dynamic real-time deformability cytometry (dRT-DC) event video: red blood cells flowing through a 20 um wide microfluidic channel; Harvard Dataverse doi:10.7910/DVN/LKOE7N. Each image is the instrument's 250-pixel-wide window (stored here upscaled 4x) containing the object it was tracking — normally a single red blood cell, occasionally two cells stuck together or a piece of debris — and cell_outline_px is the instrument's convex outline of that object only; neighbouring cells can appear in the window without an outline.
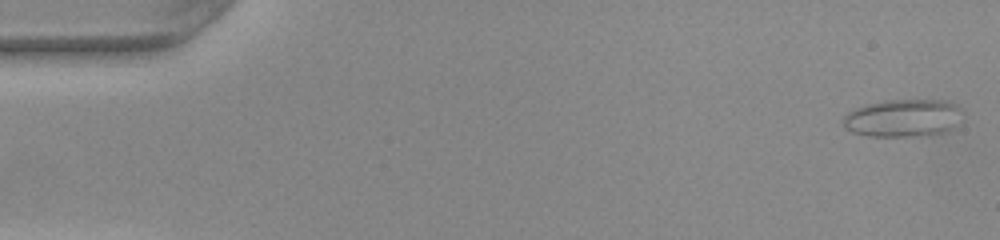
{"species": "common noctule bat (a hibernating species)", "species_latin": "Nyctalus noctula", "temperature_condition": "warm", "stored_images_in_passage": 50, "camera_frame_rate_fps": 3000, "um_per_image_px": 0.085, "animal": {"sex": "female", "body_mass_g": 22.0, "forearm_length_mm": 56.7}, "frame": {"image": 1, "passage_image": 1, "time_ms": 0.0, "image_size_px": [1000, 240], "cell_outline_px": [[956, 108], [952, 128], [944, 132], [908, 136], [868, 136], [852, 132], [844, 124], [844, 116], [848, 112], [856, 108], [868, 104], [884, 100], [944, 100], [956, 104]], "centroid_in_image_um": [76.63, 10.02], "position_along_channel_um": 8.4, "area_um2": 25.14}}
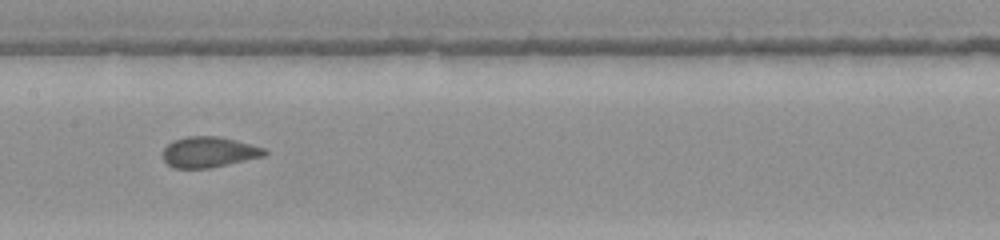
{"frame": {"image": 2, "passage_image": 25, "time_ms": 8.0, "image_size_px": [1000, 240], "cell_outline_px": [[268, 152], [264, 156], [212, 168], [172, 168], [160, 156], [164, 148], [172, 140], [188, 136], [220, 136], [252, 144], [264, 148]], "centroid_in_image_um": [17.73, 12.92], "position_along_channel_um": 189.7, "area_um2": 18.44}}
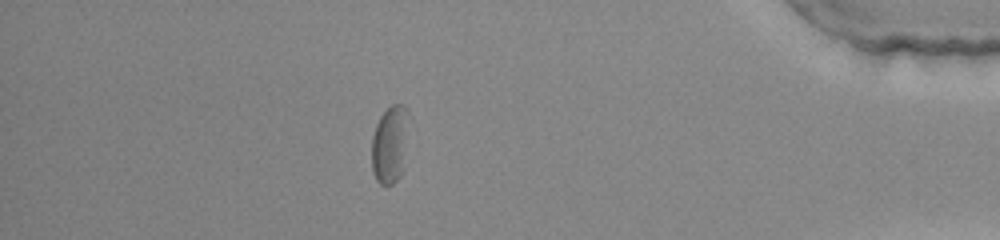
{"frame": {"image": 3, "passage_image": 44, "time_ms": 14.333, "image_size_px": [1000, 240], "cell_outline_px": [[412, 116], [400, 176], [392, 184], [380, 184], [376, 180], [372, 172], [372, 136], [376, 124], [380, 116], [392, 104], [404, 104], [408, 108]], "centroid_in_image_um": [33.18, 12.18], "position_along_channel_um": 402.0, "area_um2": 17.28}, "authors_computed_cell_mechanics": {"area_um2": 18.8428, "velocity_mm_per_s": 4.0296, "shape_relaxation_time_tau1_ms": null, "shape_relaxation_time_tau2_ms": 0.7515, "deformation_change_tau1": null, "deformation_change_tau2": 0.0434}}